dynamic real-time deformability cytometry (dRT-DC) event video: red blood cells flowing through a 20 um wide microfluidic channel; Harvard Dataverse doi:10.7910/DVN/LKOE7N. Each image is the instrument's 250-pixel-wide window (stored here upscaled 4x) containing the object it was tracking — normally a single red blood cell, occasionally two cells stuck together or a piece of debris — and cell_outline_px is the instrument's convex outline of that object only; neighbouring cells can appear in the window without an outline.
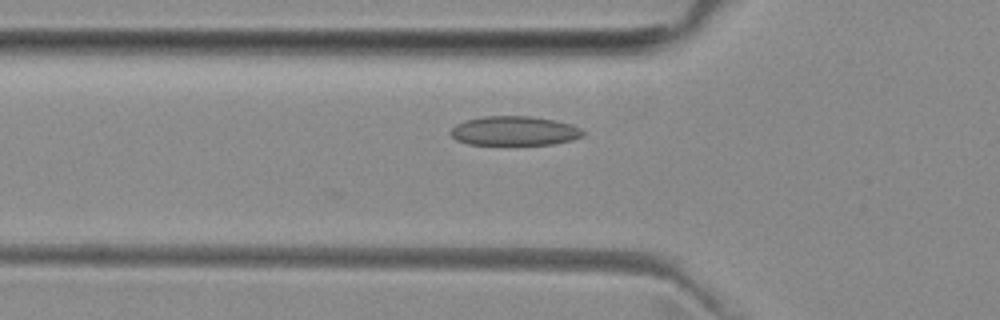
{"species": "common noctule bat (a hibernating species)", "species_latin": "Nyctalus noctula", "temperature_condition": "room temperature", "stored_images_in_passage": 2, "camera_frame_rate_fps": 3000, "um_per_image_px": 0.085, "animal": {"sex": "female", "body_mass_g": 29.2, "forearm_length_mm": 56.3}, "frame": {"image": 1, "passage_image": 2, "time_ms": 1.0, "image_size_px": [1000, 320], "cell_outline_px": [[584, 136], [572, 140], [552, 144], [468, 144], [456, 140], [448, 132], [456, 124], [464, 120], [484, 116], [532, 116], [556, 120], [572, 124], [580, 128], [584, 132]], "centroid_in_image_um": [43.72, 11.11], "position_along_channel_um": 82.1, "area_um2": 22.72}}